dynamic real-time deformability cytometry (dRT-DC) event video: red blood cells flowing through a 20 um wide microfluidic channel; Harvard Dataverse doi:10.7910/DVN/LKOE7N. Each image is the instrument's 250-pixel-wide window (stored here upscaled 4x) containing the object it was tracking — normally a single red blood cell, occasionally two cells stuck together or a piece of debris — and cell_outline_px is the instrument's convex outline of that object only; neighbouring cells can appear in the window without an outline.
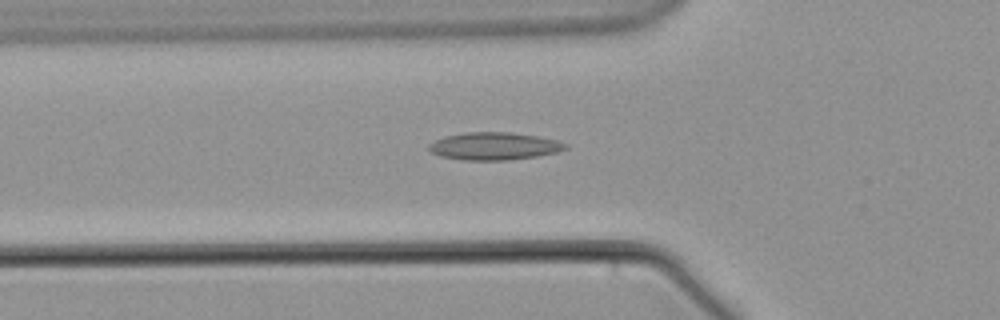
{"species": "common noctule bat (a hibernating species)", "species_latin": "Nyctalus noctula", "temperature_condition": "warm", "stored_images_in_passage": 59, "camera_frame_rate_fps": 3000, "um_per_image_px": 0.085, "animal": {"sex": "male", "body_mass_g": 21.5, "forearm_length_mm": 52.0}, "frame": {"image": 1, "passage_image": 21, "time_ms": 6.667, "image_size_px": [1000, 320], "cell_outline_px": [[568, 148], [556, 152], [536, 156], [508, 160], [460, 160], [440, 156], [432, 152], [428, 148], [428, 144], [444, 136], [464, 132], [508, 132], [536, 136], [556, 140], [568, 144]], "centroid_in_image_um": [41.97, 12.42], "position_along_channel_um": 83.8, "area_um2": 21.91}}
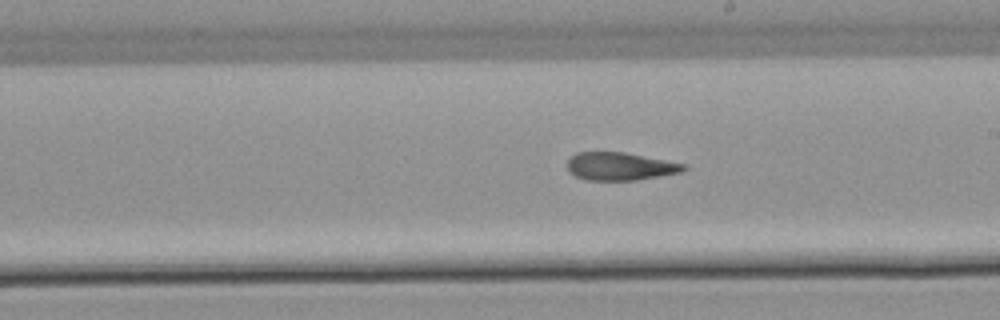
{"frame": {"image": 2, "passage_image": 34, "time_ms": 11.0, "image_size_px": [1000, 320], "cell_outline_px": [[688, 168], [684, 172], [636, 180], [588, 180], [576, 176], [568, 172], [564, 164], [576, 152], [624, 152], [688, 164]], "centroid_in_image_um": [52.72, 14.14], "position_along_channel_um": 236.3, "area_um2": 19.25}}
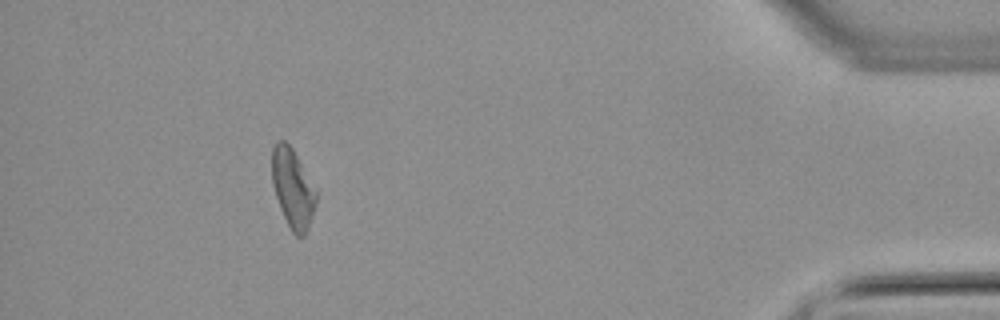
{"frame": {"image": 3, "passage_image": 54, "time_ms": 17.667, "image_size_px": [1000, 320], "cell_outline_px": [[316, 204], [308, 228], [304, 236], [296, 236], [292, 232], [280, 208], [272, 184], [272, 148], [276, 140], [284, 140], [292, 148], [316, 192]], "centroid_in_image_um": [24.86, 16.01], "position_along_channel_um": 410.3, "area_um2": 19.94}}